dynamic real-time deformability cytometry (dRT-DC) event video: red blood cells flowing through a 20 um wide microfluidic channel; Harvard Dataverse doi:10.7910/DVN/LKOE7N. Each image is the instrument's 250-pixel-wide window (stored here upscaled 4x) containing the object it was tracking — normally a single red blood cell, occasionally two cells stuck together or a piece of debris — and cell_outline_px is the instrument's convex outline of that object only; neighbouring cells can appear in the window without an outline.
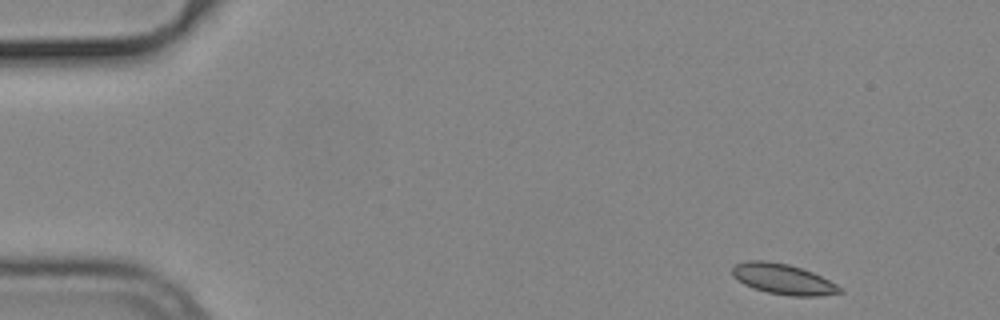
{"species": "common noctule bat (a hibernating species)", "species_latin": "Nyctalus noctula", "temperature_condition": "cold", "stored_images_in_passage": 51, "camera_frame_rate_fps": 3000, "um_per_image_px": 0.085, "animal": {"sex": "male", "body_mass_g": 19.2, "forearm_length_mm": 51.8}, "frame": {"image": 1, "passage_image": 1, "time_ms": 0.0, "image_size_px": [1000, 320], "cell_outline_px": [[844, 292], [820, 296], [792, 296], [768, 292], [752, 288], [744, 284], [732, 276], [732, 268], [736, 264], [748, 260], [764, 260], [788, 264], [812, 272], [844, 288]], "centroid_in_image_um": [66.57, 23.73], "position_along_channel_um": 18.4, "area_um2": 19.07}, "authors_computed_cell_mechanics": {"area_um2": 18.6116, "velocity_mm_per_s": 3.713, "shape_relaxation_time_tau1_ms": null, "shape_relaxation_time_tau2_ms": 2.6221, "deformation_change_tau1": null, "deformation_change_tau2": 0.0468}}